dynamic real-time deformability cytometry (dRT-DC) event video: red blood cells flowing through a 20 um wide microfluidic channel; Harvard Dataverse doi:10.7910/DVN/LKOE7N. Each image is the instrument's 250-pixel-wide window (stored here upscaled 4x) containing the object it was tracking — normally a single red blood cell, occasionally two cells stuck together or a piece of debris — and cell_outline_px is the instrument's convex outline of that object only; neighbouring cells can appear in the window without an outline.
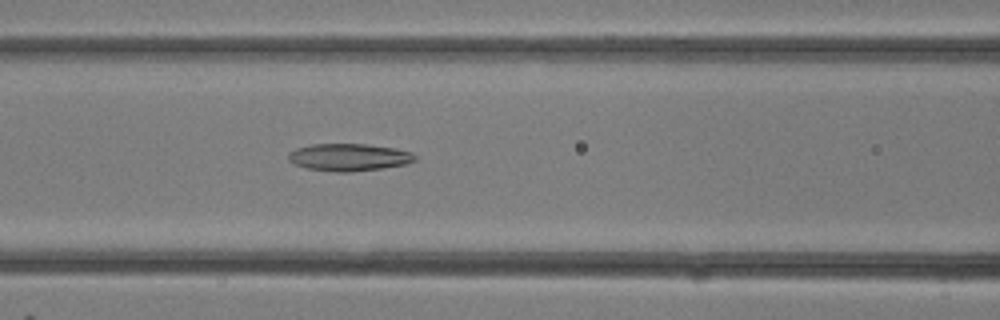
{"species": "common noctule bat (a hibernating species)", "species_latin": "Nyctalus noctula", "temperature_condition": "room temperature", "stored_images_in_passage": 32, "camera_frame_rate_fps": 3000, "um_per_image_px": 0.085, "animal": {"sex": "female"}, "frame": {"image": 1, "passage_image": 14, "time_ms": 4.333, "image_size_px": [1000, 320], "cell_outline_px": [[416, 160], [404, 164], [384, 168], [352, 172], [336, 172], [308, 168], [296, 164], [288, 160], [288, 152], [296, 148], [312, 144], [368, 144], [396, 148], [412, 152], [416, 156]], "centroid_in_image_um": [29.67, 13.36], "position_along_channel_um": 136.9, "area_um2": 20.23}}
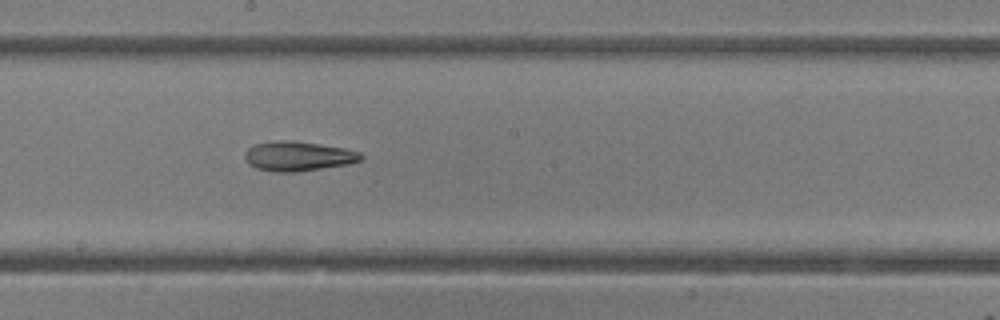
{"frame": {"image": 2, "passage_image": 18, "time_ms": 5.667, "image_size_px": [1000, 320], "cell_outline_px": [[364, 160], [348, 164], [296, 172], [276, 172], [256, 168], [248, 164], [244, 160], [244, 152], [248, 148], [256, 144], [272, 140], [292, 140], [320, 144], [344, 148], [360, 152], [364, 156]], "centroid_in_image_um": [25.33, 13.27], "position_along_channel_um": 222.9, "area_um2": 20.29}}
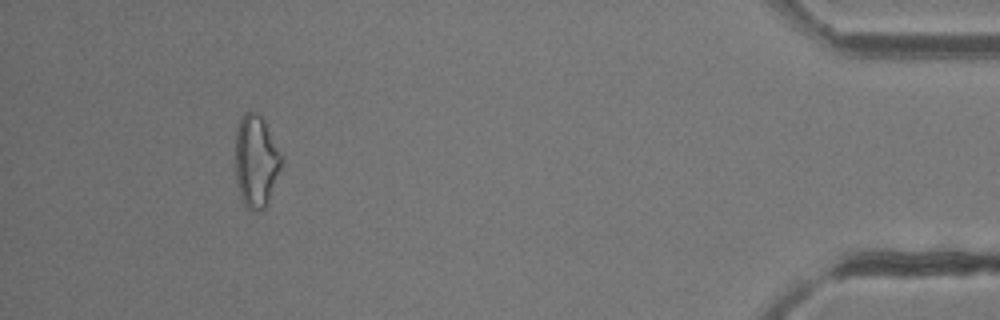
{"frame": {"image": 3, "passage_image": 30, "time_ms": 9.667, "image_size_px": [1000, 320], "cell_outline_px": [[280, 168], [268, 200], [264, 208], [256, 212], [252, 212], [244, 204], [240, 196], [236, 180], [236, 128], [244, 112], [252, 112], [260, 116], [264, 120], [280, 152]], "centroid_in_image_um": [21.73, 13.71], "position_along_channel_um": 413.5, "area_um2": 24.22}}